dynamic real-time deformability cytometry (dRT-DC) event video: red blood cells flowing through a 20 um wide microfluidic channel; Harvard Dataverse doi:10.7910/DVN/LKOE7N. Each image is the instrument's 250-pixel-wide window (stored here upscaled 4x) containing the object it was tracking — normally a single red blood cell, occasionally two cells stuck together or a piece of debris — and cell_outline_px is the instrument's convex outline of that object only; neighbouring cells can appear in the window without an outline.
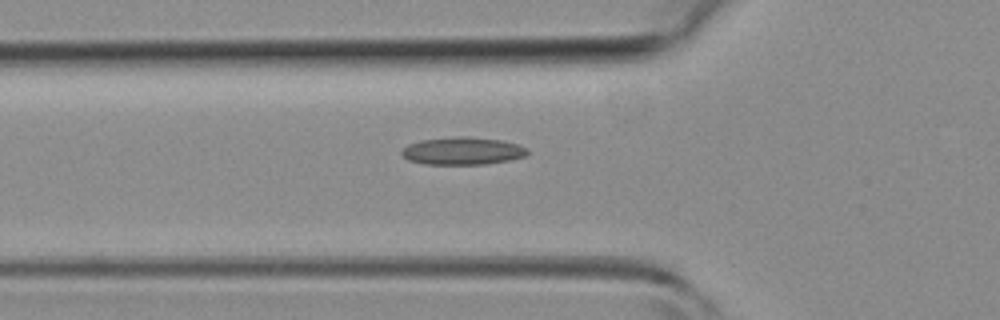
{"species": "common noctule bat (a hibernating species)", "species_latin": "Nyctalus noctula", "temperature_condition": "room temperature", "stored_images_in_passage": 31, "camera_frame_rate_fps": 3000, "um_per_image_px": 0.085, "animal": {"sex": "female", "body_mass_g": 19.3, "forearm_length_mm": 54.1}, "frame": {"image": 1, "passage_image": 4, "time_ms": 1.0, "image_size_px": [1000, 320], "cell_outline_px": [[528, 152], [524, 156], [508, 160], [488, 164], [424, 164], [408, 160], [400, 152], [408, 144], [420, 140], [456, 136], [468, 136], [500, 140], [516, 144], [524, 148]], "centroid_in_image_um": [39.27, 12.83], "position_along_channel_um": 86.5, "area_um2": 20.06}}
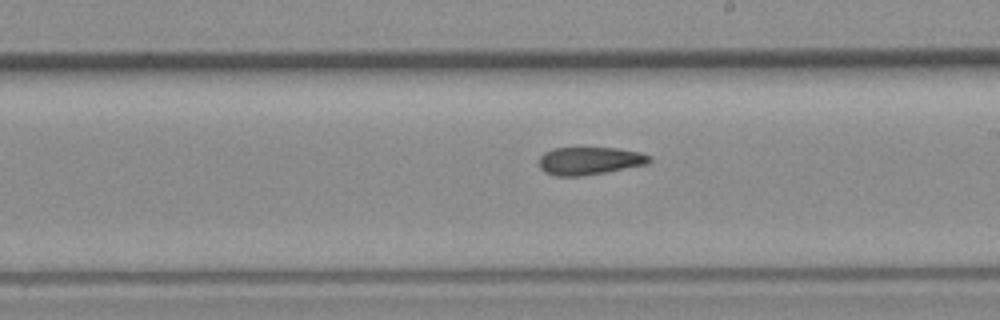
{"frame": {"image": 2, "passage_image": 14, "time_ms": 4.333, "image_size_px": [1000, 320], "cell_outline_px": [[652, 160], [648, 164], [584, 176], [556, 176], [544, 172], [540, 168], [540, 156], [544, 152], [552, 148], [616, 148], [640, 152], [652, 156]], "centroid_in_image_um": [50.13, 13.67], "position_along_channel_um": 238.9, "area_um2": 17.98}}
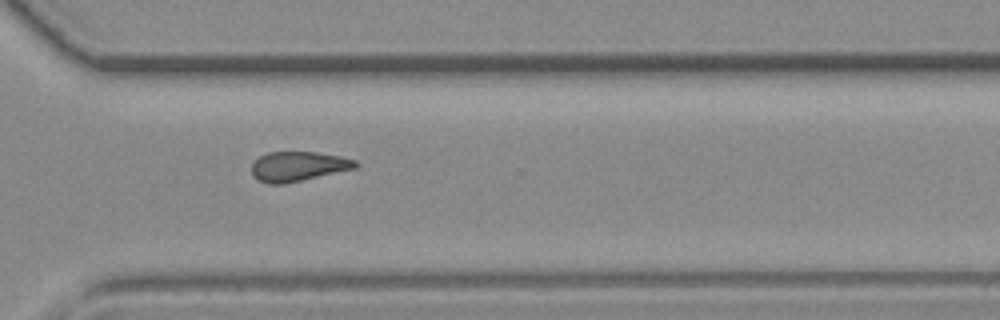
{"frame": {"image": 3, "passage_image": 21, "time_ms": 6.667, "image_size_px": [1000, 320], "cell_outline_px": [[360, 164], [356, 168], [284, 184], [268, 184], [252, 176], [252, 164], [260, 156], [268, 152], [316, 152], [340, 156], [356, 160]], "centroid_in_image_um": [25.35, 14.14], "position_along_channel_um": 345.2, "area_um2": 17.92}}